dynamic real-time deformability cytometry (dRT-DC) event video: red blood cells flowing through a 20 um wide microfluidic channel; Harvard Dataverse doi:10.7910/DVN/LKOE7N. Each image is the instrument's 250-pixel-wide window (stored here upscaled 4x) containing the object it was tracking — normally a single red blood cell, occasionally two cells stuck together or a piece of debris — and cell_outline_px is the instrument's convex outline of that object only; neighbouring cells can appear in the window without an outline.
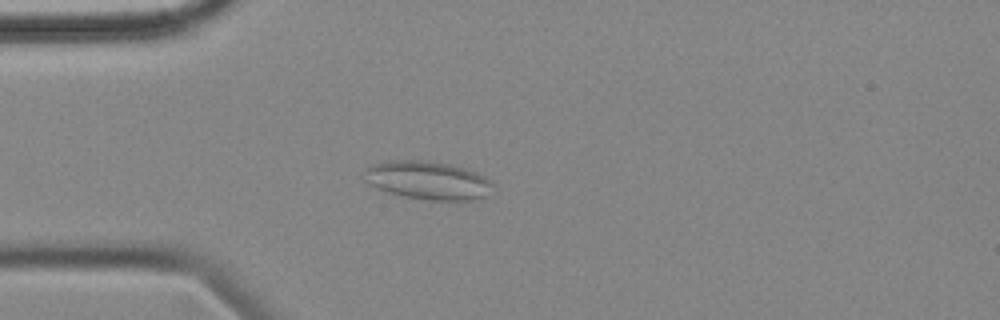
{"species": "common noctule bat (a hibernating species)", "species_latin": "Nyctalus noctula", "temperature_condition": "cold", "stored_images_in_passage": 56, "camera_frame_rate_fps": 3000, "um_per_image_px": 0.085, "animal": {"sex": "female", "body_mass_g": 18.4}, "frame": {"image": 1, "passage_image": 15, "time_ms": 4.667, "image_size_px": [1000, 320], "cell_outline_px": [[492, 184], [488, 196], [476, 200], [428, 200], [404, 196], [388, 192], [368, 184], [360, 176], [364, 168], [372, 164], [388, 160], [428, 160], [448, 164], [464, 168], [476, 172], [492, 180]], "centroid_in_image_um": [36.31, 15.32], "position_along_channel_um": 48.7, "area_um2": 29.13}}
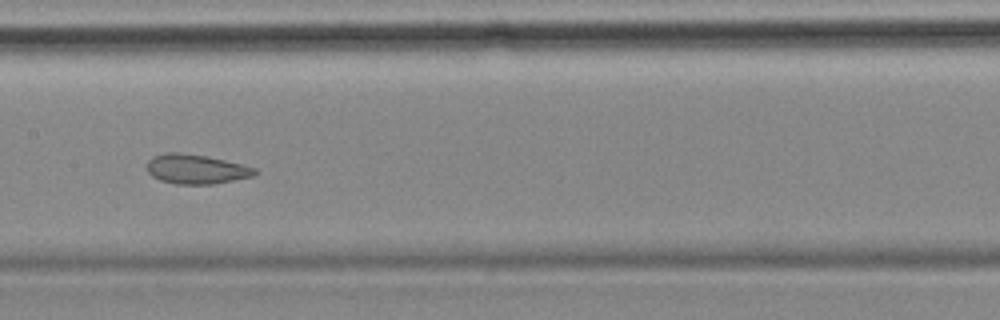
{"frame": {"image": 2, "passage_image": 28, "time_ms": 9.0, "image_size_px": [1000, 320], "cell_outline_px": [[256, 172], [252, 176], [212, 184], [176, 184], [160, 180], [152, 176], [148, 172], [148, 160], [152, 156], [164, 152], [180, 152], [204, 156], [224, 160], [256, 168]], "centroid_in_image_um": [16.61, 14.37], "position_along_channel_um": 190.8, "area_um2": 18.32}}
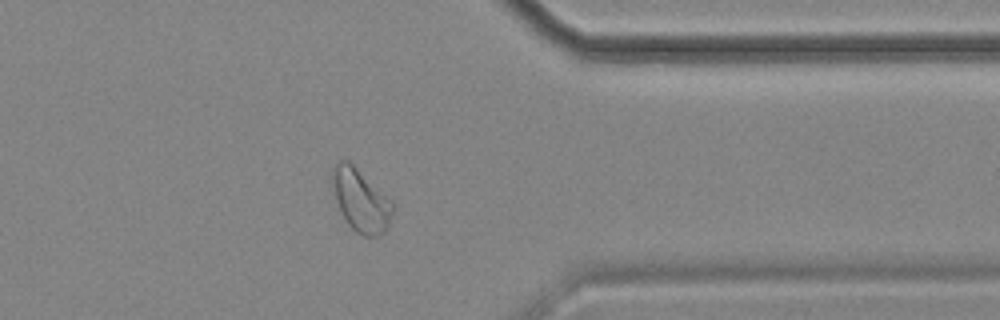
{"frame": {"image": 3, "passage_image": 45, "time_ms": 14.667, "image_size_px": [1000, 320], "cell_outline_px": [[396, 204], [388, 224], [384, 232], [376, 236], [364, 236], [356, 232], [348, 224], [336, 200], [332, 184], [332, 168], [340, 160], [348, 160], [392, 200]], "centroid_in_image_um": [30.69, 17.02], "position_along_channel_um": 380.7, "area_um2": 21.79}, "authors_computed_cell_mechanics": {"area_um2": 23.6113, "velocity_mm_per_s": 3.537, "shape_relaxation_time_tau1_ms": null, "shape_relaxation_time_tau2_ms": 2.1848, "deformation_change_tau1": null, "deformation_change_tau2": 0.0755}}